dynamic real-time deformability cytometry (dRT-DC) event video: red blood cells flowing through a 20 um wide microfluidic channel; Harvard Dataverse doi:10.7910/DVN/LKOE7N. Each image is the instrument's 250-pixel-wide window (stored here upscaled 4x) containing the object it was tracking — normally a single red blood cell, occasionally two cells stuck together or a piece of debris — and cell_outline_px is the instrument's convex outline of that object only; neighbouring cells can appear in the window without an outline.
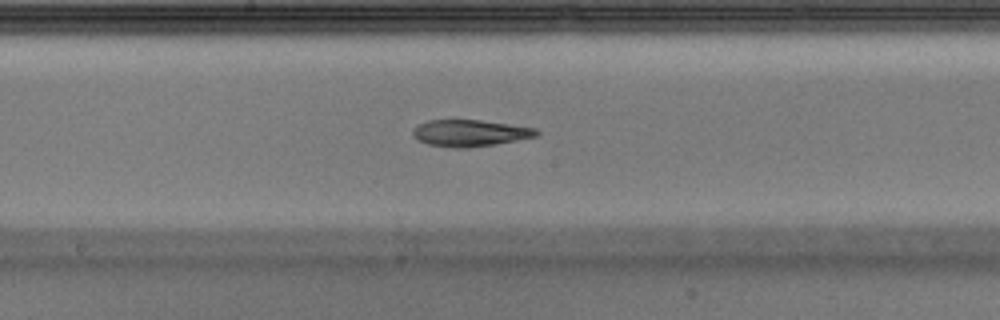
{"species": "Egyptian fruit bat (a non-hibernating species)", "species_latin": "Rousettus aegyptiacus", "temperature_condition": "warm", "stored_images_in_passage": 40, "camera_frame_rate_fps": 3000, "um_per_image_px": 0.085, "animal": {"sex": "male"}, "frame": {"image": 1, "passage_image": 18, "time_ms": 5.667, "image_size_px": [1000, 320], "cell_outline_px": [[540, 132], [536, 136], [496, 144], [464, 148], [428, 144], [416, 140], [412, 136], [412, 132], [420, 124], [428, 120], [480, 120], [536, 128]], "centroid_in_image_um": [39.94, 11.3], "position_along_channel_um": 208.3, "area_um2": 18.9}}